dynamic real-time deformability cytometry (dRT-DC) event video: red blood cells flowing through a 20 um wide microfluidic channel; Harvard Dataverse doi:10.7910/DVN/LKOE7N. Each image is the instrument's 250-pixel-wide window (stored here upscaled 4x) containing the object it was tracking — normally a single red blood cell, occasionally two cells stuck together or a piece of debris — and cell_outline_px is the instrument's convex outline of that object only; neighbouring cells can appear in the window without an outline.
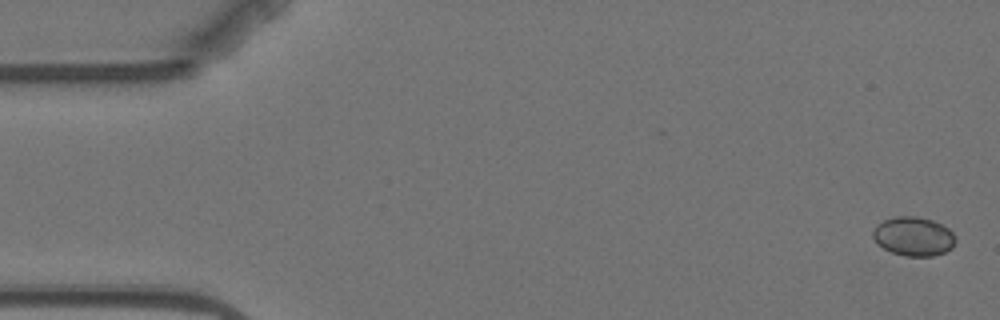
{"species": "Egyptian fruit bat (a non-hibernating species)", "species_latin": "Rousettus aegyptiacus", "temperature_condition": "warm", "stored_images_in_passage": 5, "camera_frame_rate_fps": 3000, "um_per_image_px": 0.085, "animal": {"sex": "female"}, "frame": {"image": 1, "passage_image": 1, "time_ms": 0.0, "image_size_px": [1000, 320], "cell_outline_px": [[956, 240], [952, 248], [944, 252], [932, 256], [904, 256], [892, 252], [876, 244], [872, 236], [872, 228], [876, 224], [884, 220], [896, 216], [916, 216], [932, 220], [948, 228], [952, 232]], "centroid_in_image_um": [77.61, 20.09], "position_along_channel_um": 7.4, "area_um2": 18.9}}
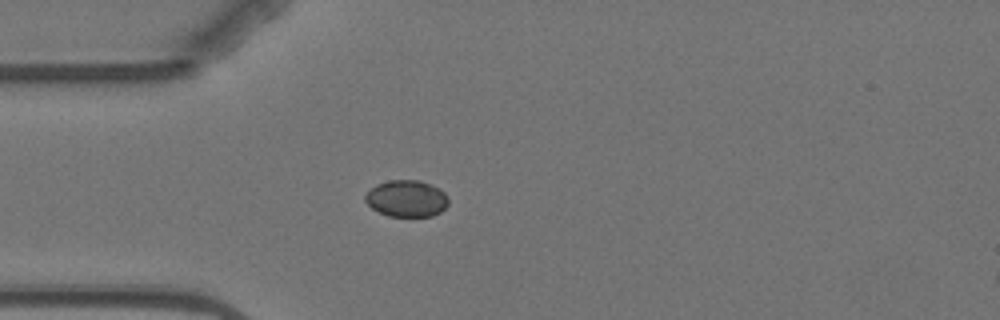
{"frame": {"image": 2, "passage_image": 5, "time_ms": 4.667, "image_size_px": [1000, 320], "cell_outline_px": [[448, 204], [440, 212], [432, 216], [388, 216], [372, 208], [364, 200], [364, 196], [376, 184], [388, 180], [420, 180], [440, 188], [448, 196]], "centroid_in_image_um": [34.57, 16.86], "position_along_channel_um": 50.4, "area_um2": 17.8}}